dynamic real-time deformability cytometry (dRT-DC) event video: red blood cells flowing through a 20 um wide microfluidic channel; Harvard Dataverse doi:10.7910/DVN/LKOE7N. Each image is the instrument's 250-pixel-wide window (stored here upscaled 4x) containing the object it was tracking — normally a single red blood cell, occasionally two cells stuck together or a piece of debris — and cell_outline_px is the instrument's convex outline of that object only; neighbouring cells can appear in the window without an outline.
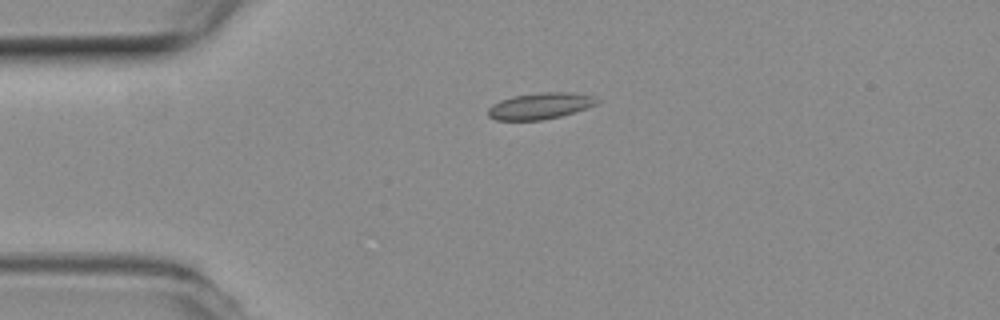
{"species": "common noctule bat (a hibernating species)", "species_latin": "Nyctalus noctula", "temperature_condition": "room temperature", "stored_images_in_passage": 35, "camera_frame_rate_fps": 3000, "um_per_image_px": 0.085, "animal": {"sex": "female", "body_mass_g": 19.3, "forearm_length_mm": 54.1}, "frame": {"image": 1, "passage_image": 1, "time_ms": 0.0, "image_size_px": [1000, 320], "cell_outline_px": [[600, 100], [596, 104], [560, 116], [540, 120], [496, 120], [488, 116], [488, 108], [492, 104], [500, 100], [512, 96], [540, 92], [572, 92], [596, 96]], "centroid_in_image_um": [45.89, 8.99], "position_along_channel_um": 39.1, "area_um2": 16.7}}
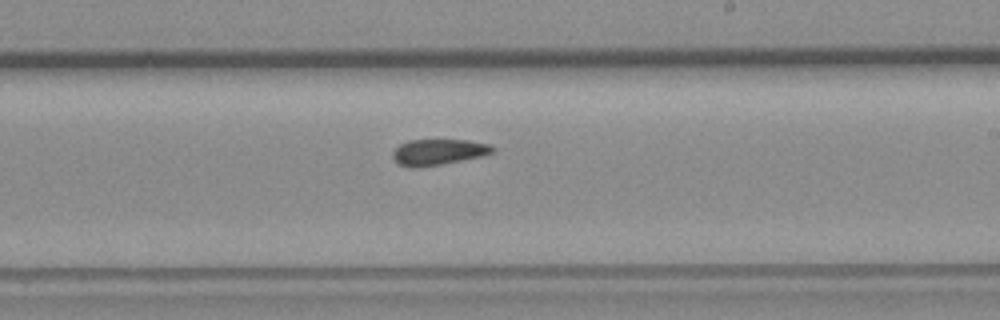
{"frame": {"image": 2, "passage_image": 20, "time_ms": 6.333, "image_size_px": [1000, 320], "cell_outline_px": [[496, 148], [492, 152], [484, 156], [440, 164], [416, 168], [412, 168], [400, 164], [392, 156], [392, 152], [400, 144], [408, 140], [468, 140], [488, 144]], "centroid_in_image_um": [37.27, 12.92], "position_along_channel_um": 251.7, "area_um2": 14.97}}
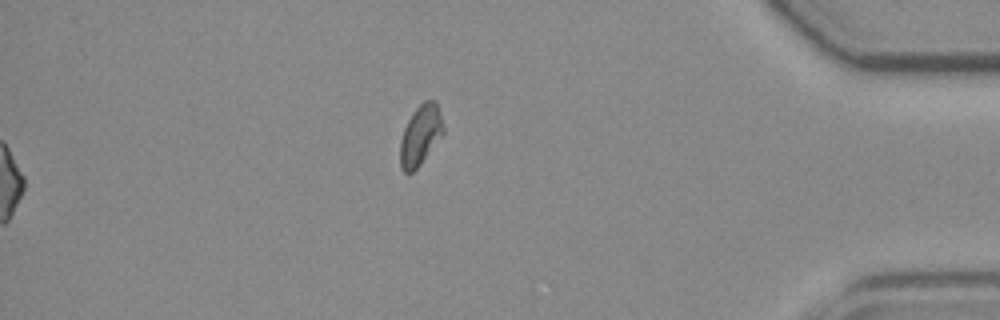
{"frame": {"image": 3, "passage_image": 35, "time_ms": 11.333, "image_size_px": [1000, 320], "cell_outline_px": [[444, 132], [420, 164], [412, 172], [404, 172], [400, 168], [400, 140], [404, 128], [412, 112], [424, 100], [436, 100], [444, 128]], "centroid_in_image_um": [35.72, 11.47], "position_along_channel_um": 399.5, "area_um2": 14.97}, "authors_computed_cell_mechanics": {"area_um2": 15.606, "velocity_mm_per_s": 3.7867, "shape_relaxation_time_tau1_ms": null, "shape_relaxation_time_tau2_ms": 2.0569, "deformation_change_tau1": null, "deformation_change_tau2": 0.0633}}